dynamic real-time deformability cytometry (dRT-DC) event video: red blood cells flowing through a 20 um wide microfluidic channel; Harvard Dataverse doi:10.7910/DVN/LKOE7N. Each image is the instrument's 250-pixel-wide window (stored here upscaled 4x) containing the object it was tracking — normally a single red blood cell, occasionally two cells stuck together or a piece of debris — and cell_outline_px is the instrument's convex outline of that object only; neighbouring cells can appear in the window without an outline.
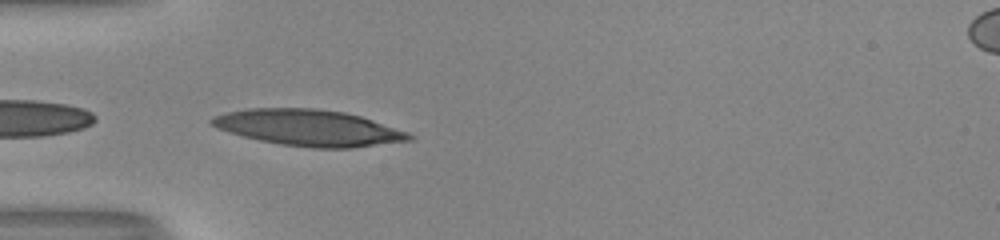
{"species": "human", "species_latin": "Homo sapiens", "temperature_condition": "room temperature", "stored_images_in_passage": 8, "camera_frame_rate_fps": 3000, "um_per_image_px": 0.085, "donor": {"sex": "male"}, "frame": {"image": 1, "passage_image": 1, "time_ms": 0.0, "image_size_px": [1000, 240], "cell_outline_px": [[416, 140], [352, 148], [312, 148], [280, 144], [260, 140], [228, 132], [216, 128], [208, 120], [216, 116], [228, 112], [248, 108], [316, 108], [344, 112], [360, 116], [408, 132], [416, 136]], "centroid_in_image_um": [26.29, 10.87], "position_along_channel_um": 58.7, "area_um2": 41.67}}